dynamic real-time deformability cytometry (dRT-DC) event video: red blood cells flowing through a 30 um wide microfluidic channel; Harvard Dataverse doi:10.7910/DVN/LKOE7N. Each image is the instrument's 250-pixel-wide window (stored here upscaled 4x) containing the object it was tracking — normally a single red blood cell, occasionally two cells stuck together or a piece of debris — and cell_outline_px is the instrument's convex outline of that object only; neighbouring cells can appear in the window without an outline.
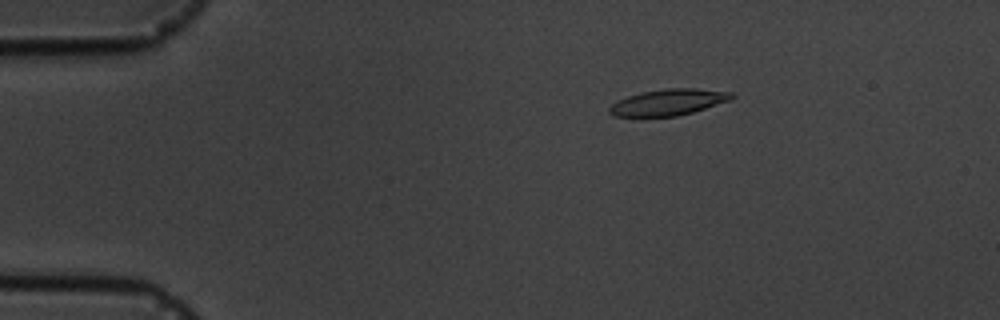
{"species": "common noctule bat (a hibernating species)", "species_latin": "Nyctalus noctula", "temperature_condition": "cold", "stored_images_in_passage": 5, "camera_frame_rate_fps": 3000, "um_per_image_px": 0.085, "animal": {"sex": "male", "body_mass_g": 19.5, "forearm_length_mm": 54.6}, "frame": {"image": 1, "passage_image": 2, "time_ms": 2.0, "image_size_px": [1000, 320], "cell_outline_px": [[736, 96], [732, 100], [692, 112], [676, 116], [612, 116], [608, 112], [608, 108], [616, 100], [640, 92], [668, 88], [696, 88], [732, 92]], "centroid_in_image_um": [56.82, 8.68], "position_along_channel_um": 28.2, "area_um2": 18.79}}